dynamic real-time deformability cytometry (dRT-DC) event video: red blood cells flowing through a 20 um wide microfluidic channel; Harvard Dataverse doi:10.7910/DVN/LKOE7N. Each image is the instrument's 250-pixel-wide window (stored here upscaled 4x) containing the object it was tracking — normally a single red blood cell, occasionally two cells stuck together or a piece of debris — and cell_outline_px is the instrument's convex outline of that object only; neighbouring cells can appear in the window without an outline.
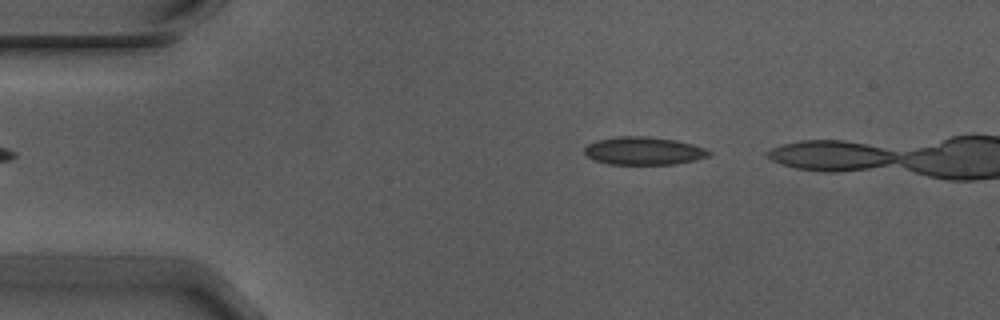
{"species": "Egyptian fruit bat (a non-hibernating species)", "species_latin": "Rousettus aegyptiacus", "temperature_condition": "warm", "stored_images_in_passage": 5, "camera_frame_rate_fps": 3000, "um_per_image_px": 0.085, "animal": {"sex": "male"}, "frame": {"image": 1, "passage_image": 1, "time_ms": 0.0, "image_size_px": [1000, 320], "cell_outline_px": [[712, 152], [708, 156], [696, 160], [676, 164], [608, 164], [596, 160], [588, 156], [584, 152], [584, 148], [588, 144], [596, 140], [620, 136], [644, 136], [676, 140], [692, 144], [704, 148]], "centroid_in_image_um": [54.72, 12.82], "position_along_channel_um": 30.3, "area_um2": 20.17}}
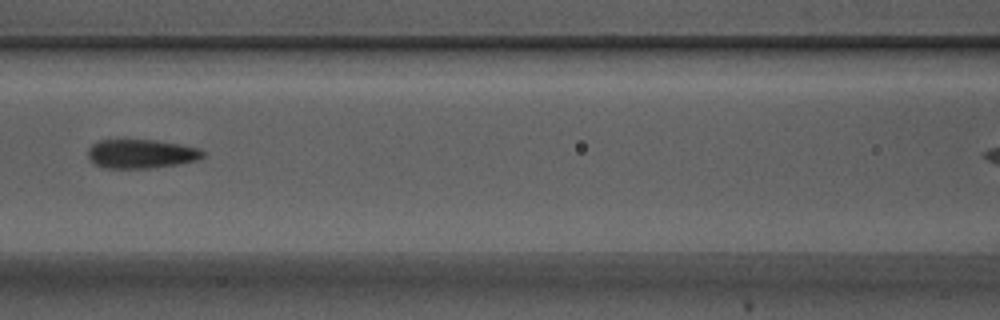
{"frame": {"image": 2, "passage_image": 5, "time_ms": 1.333, "image_size_px": [1000, 320], "cell_outline_px": [[204, 156], [196, 160], [180, 164], [152, 168], [104, 168], [96, 164], [88, 156], [88, 148], [92, 144], [100, 140], [152, 140], [180, 144], [200, 148], [204, 152]], "centroid_in_image_um": [12.02, 13.08], "position_along_channel_um": 154.6, "area_um2": 19.36}}